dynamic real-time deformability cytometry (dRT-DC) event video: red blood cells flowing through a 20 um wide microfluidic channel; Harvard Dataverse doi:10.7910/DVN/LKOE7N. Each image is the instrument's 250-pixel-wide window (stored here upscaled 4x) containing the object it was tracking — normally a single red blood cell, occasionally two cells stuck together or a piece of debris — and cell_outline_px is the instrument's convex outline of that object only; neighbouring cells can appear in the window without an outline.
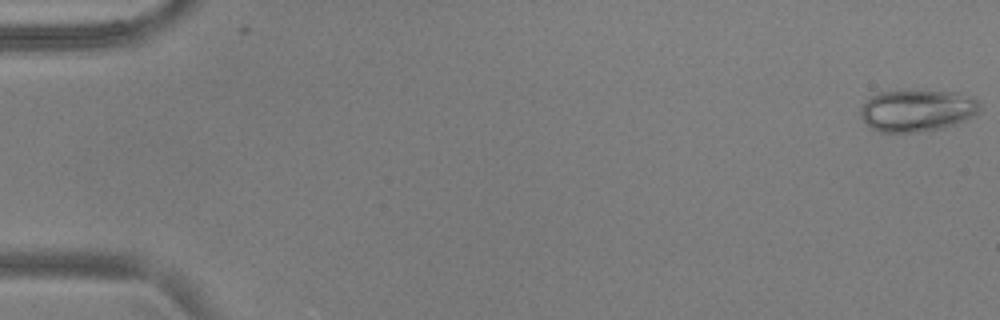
{"species": "common noctule bat (a hibernating species)", "species_latin": "Nyctalus noctula", "temperature_condition": "warm", "stored_images_in_passage": 15, "camera_frame_rate_fps": 3000, "um_per_image_px": 0.085, "animal": {"sex": "male", "body_mass_g": 17.9, "forearm_length_mm": 54.2}, "frame": {"image": 1, "passage_image": 1, "time_ms": 0.0, "image_size_px": [1000, 320], "cell_outline_px": [[980, 112], [956, 124], [940, 128], [916, 132], [880, 132], [872, 128], [860, 116], [860, 108], [872, 96], [880, 92], [904, 88], [956, 92], [976, 100], [980, 104]], "centroid_in_image_um": [77.94, 9.35], "position_along_channel_um": 7.1, "area_um2": 29.48}}